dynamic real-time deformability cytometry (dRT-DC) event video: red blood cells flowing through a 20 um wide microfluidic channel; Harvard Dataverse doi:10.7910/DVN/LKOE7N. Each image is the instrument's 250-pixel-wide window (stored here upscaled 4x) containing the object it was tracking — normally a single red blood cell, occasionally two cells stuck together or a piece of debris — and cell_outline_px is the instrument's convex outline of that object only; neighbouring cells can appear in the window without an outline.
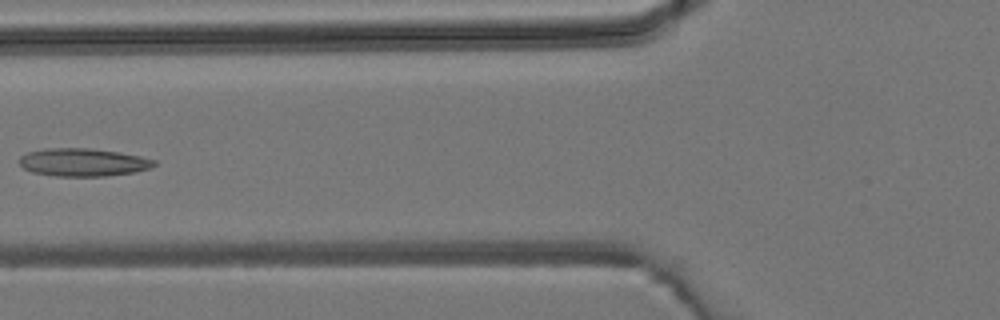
{"species": "common noctule bat (a hibernating species)", "species_latin": "Nyctalus noctula", "temperature_condition": "room temperature", "stored_images_in_passage": 6, "camera_frame_rate_fps": 3000, "um_per_image_px": 0.085, "animal": {"sex": "male", "body_mass_g": 19.2, "forearm_length_mm": 51.8}, "frame": {"image": 1, "passage_image": 6, "time_ms": 5.667, "image_size_px": [1000, 320], "cell_outline_px": [[156, 164], [152, 168], [136, 172], [104, 176], [56, 176], [32, 172], [24, 168], [20, 164], [20, 156], [28, 152], [48, 148], [92, 148], [120, 152], [140, 156], [156, 160]], "centroid_in_image_um": [7.1, 13.79], "position_along_channel_um": 118.7, "area_um2": 22.02}}